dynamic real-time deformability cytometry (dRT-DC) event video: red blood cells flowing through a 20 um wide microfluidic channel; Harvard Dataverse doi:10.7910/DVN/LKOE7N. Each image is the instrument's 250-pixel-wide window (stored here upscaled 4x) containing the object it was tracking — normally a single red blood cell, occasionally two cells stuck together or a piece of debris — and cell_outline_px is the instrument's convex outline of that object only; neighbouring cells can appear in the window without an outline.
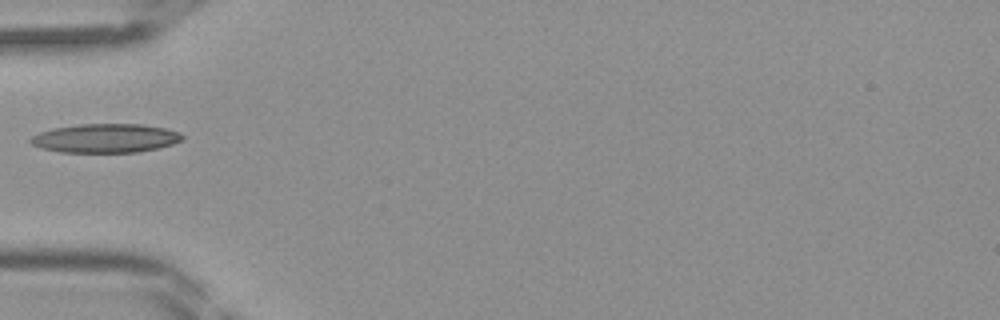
{"species": "Egyptian fruit bat (a non-hibernating species)", "species_latin": "Rousettus aegyptiacus", "temperature_condition": "room temperature", "stored_images_in_passage": 30, "camera_frame_rate_fps": 3000, "um_per_image_px": 0.085, "frame": {"image": 1, "passage_image": 1, "time_ms": 0.0, "image_size_px": [1000, 320], "cell_outline_px": [[184, 140], [160, 148], [140, 152], [60, 152], [40, 148], [32, 144], [28, 140], [32, 136], [40, 132], [56, 128], [80, 124], [144, 124], [164, 128], [180, 132], [184, 136]], "centroid_in_image_um": [9.01, 11.75], "position_along_channel_um": 76.0, "area_um2": 25.66}}
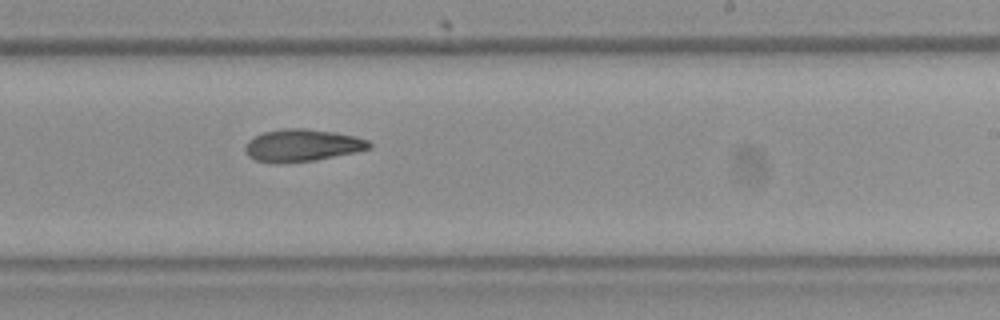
{"frame": {"image": 2, "passage_image": 13, "time_ms": 4.0, "image_size_px": [1000, 320], "cell_outline_px": [[372, 148], [356, 152], [316, 160], [280, 164], [256, 160], [248, 156], [244, 148], [248, 140], [264, 132], [284, 128], [304, 128], [332, 132], [356, 136], [368, 140], [372, 144]], "centroid_in_image_um": [25.7, 12.36], "position_along_channel_um": 263.3, "area_um2": 23.41}}
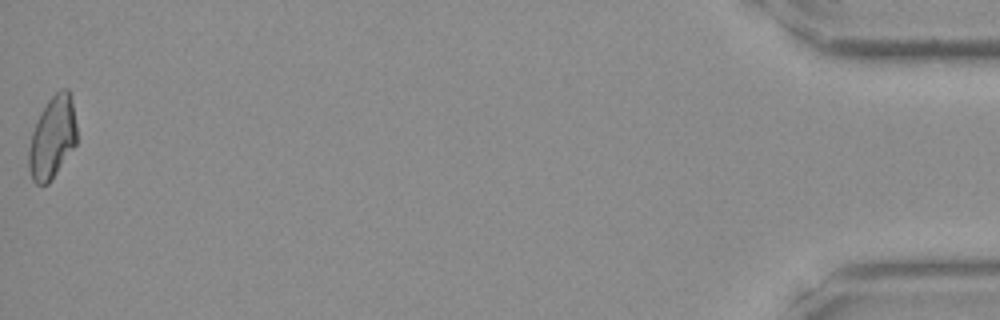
{"frame": {"image": 3, "passage_image": 30, "time_ms": 9.667, "image_size_px": [1000, 320], "cell_outline_px": [[76, 144], [48, 184], [36, 184], [32, 180], [28, 168], [28, 148], [32, 132], [40, 112], [48, 100], [60, 88], [68, 88], [72, 104], [76, 124]], "centroid_in_image_um": [4.43, 11.69], "position_along_channel_um": 430.8, "area_um2": 22.89}}